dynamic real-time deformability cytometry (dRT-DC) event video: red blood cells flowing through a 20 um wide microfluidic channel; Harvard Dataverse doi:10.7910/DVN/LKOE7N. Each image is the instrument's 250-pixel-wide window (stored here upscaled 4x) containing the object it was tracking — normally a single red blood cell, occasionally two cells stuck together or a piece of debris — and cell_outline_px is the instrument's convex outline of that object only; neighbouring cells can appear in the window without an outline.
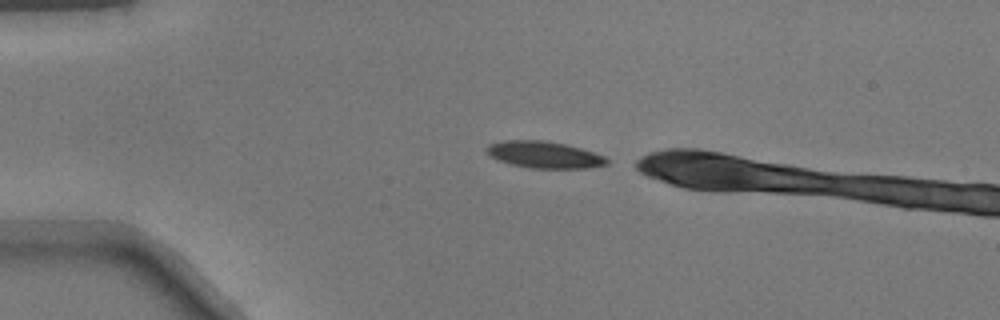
{"species": "common noctule bat (a hibernating species)", "species_latin": "Nyctalus noctula", "temperature_condition": "warm", "stored_images_in_passage": 4, "camera_frame_rate_fps": 3000, "um_per_image_px": 0.085, "animal": {"sex": "male", "body_mass_g": 17.9}, "frame": {"image": 1, "passage_image": 1, "time_ms": 0.0, "image_size_px": [1000, 320], "cell_outline_px": [[608, 164], [588, 168], [528, 168], [512, 164], [488, 156], [484, 152], [484, 148], [488, 144], [504, 140], [544, 140], [564, 144], [580, 148], [604, 156], [608, 160]], "centroid_in_image_um": [46.2, 13.14], "position_along_channel_um": 38.8, "area_um2": 18.79}}